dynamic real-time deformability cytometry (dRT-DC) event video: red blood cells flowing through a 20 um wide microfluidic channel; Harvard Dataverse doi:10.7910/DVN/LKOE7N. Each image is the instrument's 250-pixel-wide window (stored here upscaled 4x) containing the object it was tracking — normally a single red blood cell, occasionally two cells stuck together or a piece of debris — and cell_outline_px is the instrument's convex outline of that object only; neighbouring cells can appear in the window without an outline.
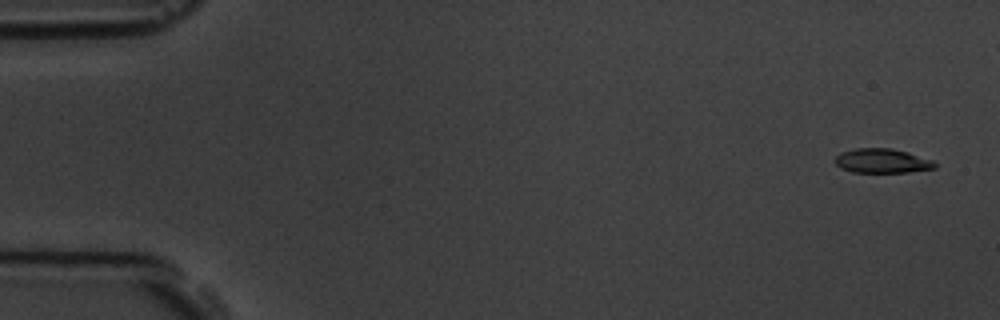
{"species": "common noctule bat (a hibernating species)", "species_latin": "Nyctalus noctula", "temperature_condition": "room temperature", "stored_images_in_passage": 5, "camera_frame_rate_fps": 3000, "um_per_image_px": 0.085, "animal": {"sex": "male", "body_mass_g": 19.5, "forearm_length_mm": 54.6}, "frame": {"image": 1, "passage_image": 1, "time_ms": 0.0, "image_size_px": [1000, 320], "cell_outline_px": [[936, 168], [908, 172], [852, 172], [840, 168], [832, 160], [840, 152], [856, 148], [892, 148], [908, 152], [932, 160], [936, 164]], "centroid_in_image_um": [74.94, 13.67], "position_along_channel_um": 10.1, "area_um2": 14.28}}